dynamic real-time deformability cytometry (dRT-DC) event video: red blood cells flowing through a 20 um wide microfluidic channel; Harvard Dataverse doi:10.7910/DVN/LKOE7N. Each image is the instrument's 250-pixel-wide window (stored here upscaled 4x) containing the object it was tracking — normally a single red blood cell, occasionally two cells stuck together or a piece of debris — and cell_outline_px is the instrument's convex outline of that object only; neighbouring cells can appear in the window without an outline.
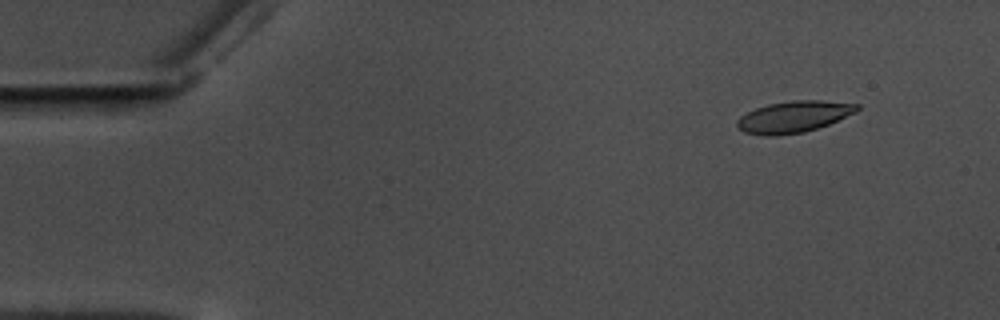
{"species": "common noctule bat (a hibernating species)", "species_latin": "Nyctalus noctula", "temperature_condition": "warm", "stored_images_in_passage": 58, "camera_frame_rate_fps": 3000, "um_per_image_px": 0.085, "animal": {"sex": "male", "body_mass_g": 17.5, "forearm_length_mm": 52.3}, "frame": {"image": 1, "passage_image": 6, "time_ms": 1.667, "image_size_px": [1000, 320], "cell_outline_px": [[860, 108], [856, 112], [828, 124], [804, 132], [776, 136], [764, 136], [744, 132], [736, 124], [736, 120], [740, 116], [756, 108], [768, 104], [792, 100], [820, 100], [860, 104]], "centroid_in_image_um": [67.46, 9.92], "position_along_channel_um": 17.5, "area_um2": 21.96}}
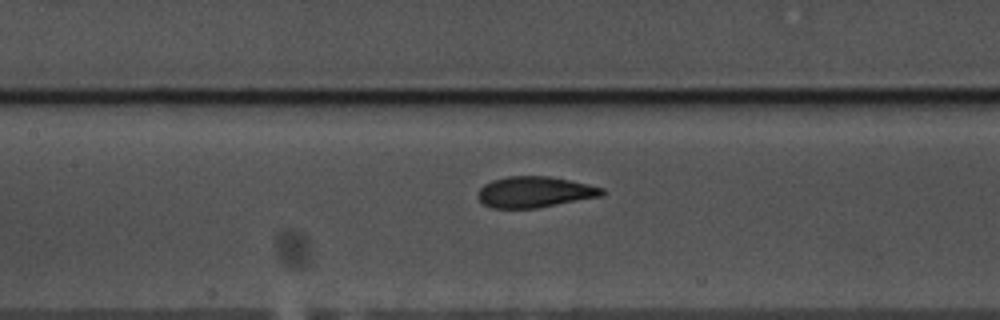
{"frame": {"image": 2, "passage_image": 27, "time_ms": 8.667, "image_size_px": [1000, 320], "cell_outline_px": [[604, 196], [536, 208], [492, 208], [484, 204], [476, 196], [480, 188], [484, 184], [492, 180], [508, 176], [552, 176], [588, 184], [604, 188]], "centroid_in_image_um": [45.46, 16.32], "position_along_channel_um": 161.9, "area_um2": 22.54}}
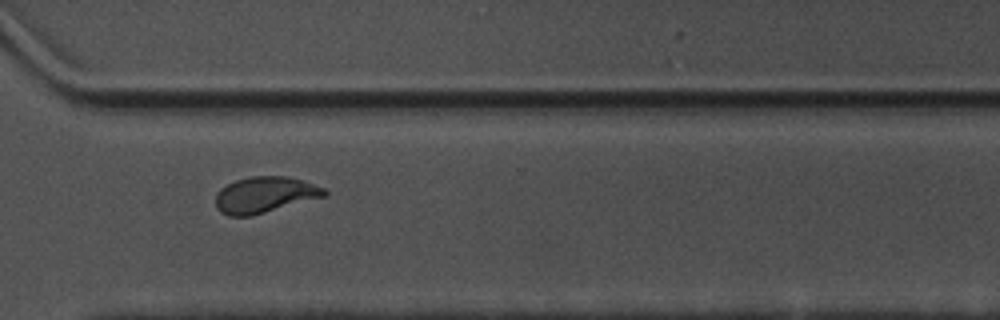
{"frame": {"image": 3, "passage_image": 43, "time_ms": 14.0, "image_size_px": [1000, 320], "cell_outline_px": [[328, 192], [324, 196], [252, 216], [228, 216], [220, 212], [216, 208], [216, 196], [220, 188], [236, 180], [248, 176], [288, 176], [324, 188]], "centroid_in_image_um": [22.46, 16.56], "position_along_channel_um": 348.1, "area_um2": 22.72}, "authors_computed_cell_mechanics": {"area_um2": 22.6576, "velocity_mm_per_s": 3.4963, "shape_relaxation_time_tau1_ms": 5.6006, "shape_relaxation_time_tau2_ms": 0.8978, "deformation_change_tau1": 0.1796, "deformation_change_tau2": 0.0602}}